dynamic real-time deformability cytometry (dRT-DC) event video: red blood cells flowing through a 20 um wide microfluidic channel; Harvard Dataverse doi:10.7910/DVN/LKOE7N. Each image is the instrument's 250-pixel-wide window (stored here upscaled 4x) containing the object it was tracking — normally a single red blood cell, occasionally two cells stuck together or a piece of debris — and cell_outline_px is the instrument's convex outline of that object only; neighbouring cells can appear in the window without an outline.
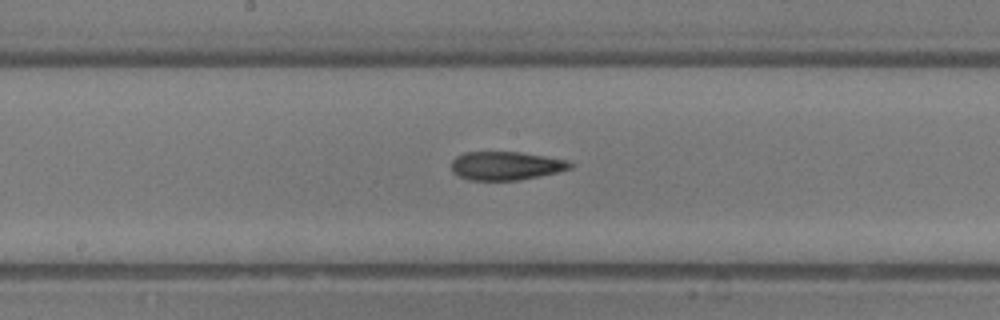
{"species": "common noctule bat (a hibernating species)", "species_latin": "Nyctalus noctula", "temperature_condition": "room temperature", "stored_images_in_passage": 7, "camera_frame_rate_fps": 3000, "um_per_image_px": 0.085, "animal": {"sex": "male", "body_mass_g": 13.3}, "frame": {"image": 1, "passage_image": 7, "time_ms": 2.0, "image_size_px": [1000, 320], "cell_outline_px": [[572, 168], [556, 172], [516, 180], [468, 180], [452, 172], [452, 160], [456, 156], [464, 152], [520, 152], [568, 160], [572, 164]], "centroid_in_image_um": [42.97, 14.08], "position_along_channel_um": 205.2, "area_um2": 19.54}}